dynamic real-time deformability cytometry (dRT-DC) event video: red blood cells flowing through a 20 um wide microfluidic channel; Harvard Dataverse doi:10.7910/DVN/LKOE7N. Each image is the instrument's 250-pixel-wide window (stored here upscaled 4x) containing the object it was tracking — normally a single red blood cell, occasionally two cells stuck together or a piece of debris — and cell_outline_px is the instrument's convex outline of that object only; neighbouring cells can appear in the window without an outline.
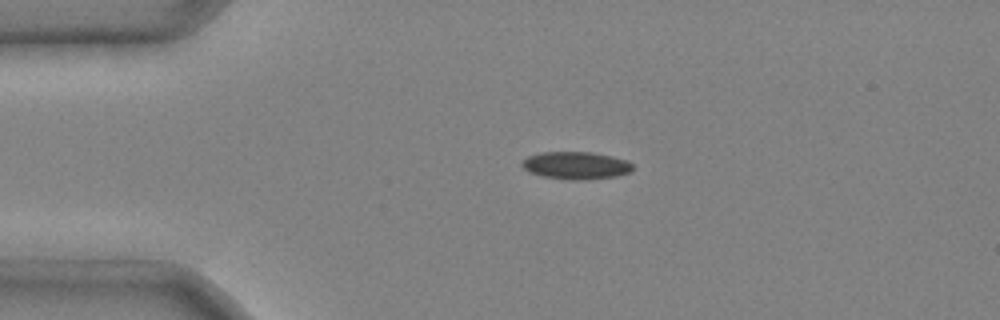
{"species": "common noctule bat (a hibernating species)", "species_latin": "Nyctalus noctula", "temperature_condition": "cold", "stored_images_in_passage": 4, "camera_frame_rate_fps": 3000, "um_per_image_px": 0.085, "animal": {"sex": "male", "body_mass_g": 20.4}, "frame": {"image": 1, "passage_image": 3, "time_ms": 0.667, "image_size_px": [1000, 320], "cell_outline_px": [[632, 172], [616, 176], [584, 180], [568, 180], [544, 176], [528, 172], [520, 164], [528, 156], [540, 152], [592, 152], [612, 156], [628, 160], [632, 164]], "centroid_in_image_um": [48.97, 14.06], "position_along_channel_um": 36.0, "area_um2": 17.86}}